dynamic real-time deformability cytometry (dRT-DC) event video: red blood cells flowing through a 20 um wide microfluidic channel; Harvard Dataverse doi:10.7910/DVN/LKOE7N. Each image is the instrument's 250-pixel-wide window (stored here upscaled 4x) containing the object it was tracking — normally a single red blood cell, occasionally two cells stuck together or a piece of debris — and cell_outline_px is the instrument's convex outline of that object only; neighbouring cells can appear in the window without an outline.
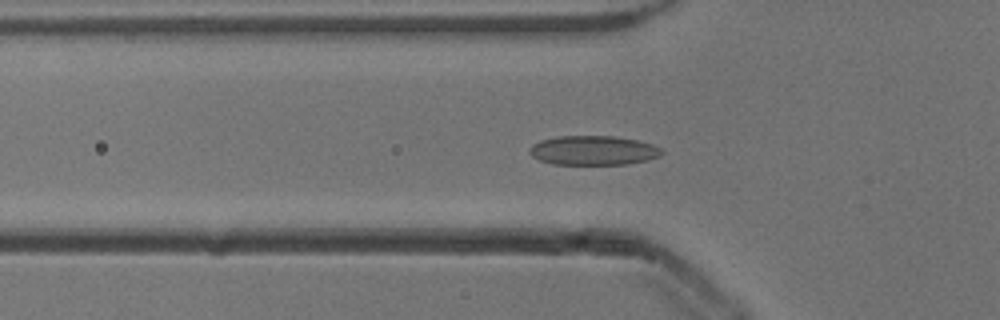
{"species": "common noctule bat (a hibernating species)", "species_latin": "Nyctalus noctula", "temperature_condition": "cold", "stored_images_in_passage": 39, "camera_frame_rate_fps": 3000, "um_per_image_px": 0.085, "animal": {"sex": "male", "body_mass_g": 13.3}, "frame": {"image": 1, "passage_image": 3, "time_ms": 0.667, "image_size_px": [1000, 320], "cell_outline_px": [[664, 152], [660, 156], [648, 160], [628, 164], [552, 164], [540, 160], [532, 156], [528, 152], [528, 148], [532, 144], [540, 140], [556, 136], [612, 136], [636, 140], [652, 144], [660, 148]], "centroid_in_image_um": [50.4, 12.78], "position_along_channel_um": 75.4, "area_um2": 22.72}}
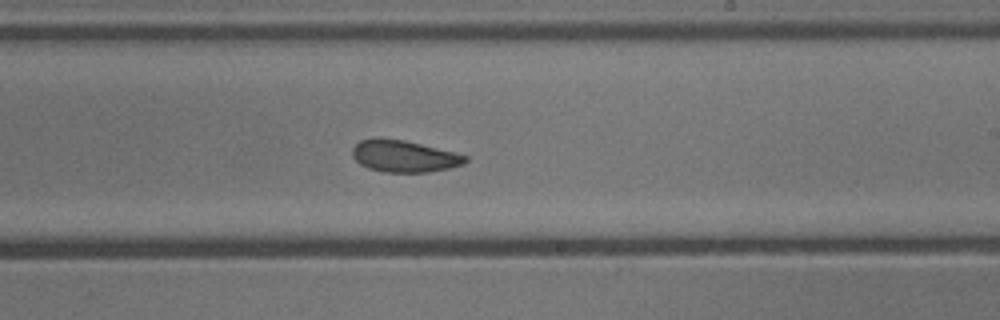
{"frame": {"image": 2, "passage_image": 17, "time_ms": 5.333, "image_size_px": [1000, 320], "cell_outline_px": [[468, 160], [464, 164], [448, 168], [428, 172], [384, 172], [368, 168], [360, 164], [352, 156], [352, 148], [360, 140], [404, 140], [468, 156]], "centroid_in_image_um": [34.36, 13.31], "position_along_channel_um": 254.6, "area_um2": 20.35}}
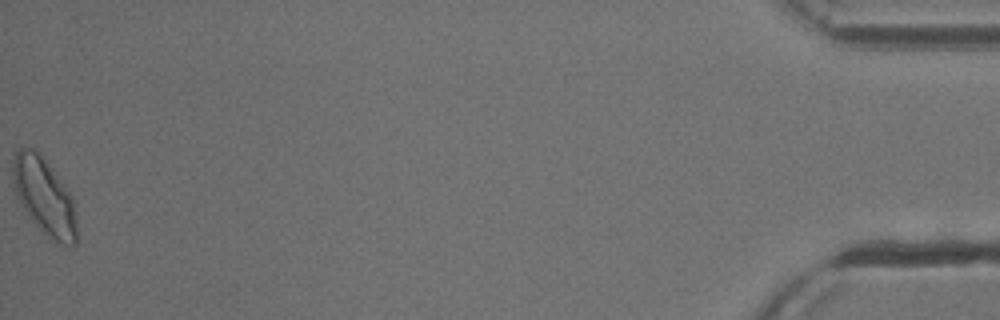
{"frame": {"image": 3, "passage_image": 39, "time_ms": 12.667, "image_size_px": [1000, 320], "cell_outline_px": [[76, 248], [60, 244], [48, 236], [32, 220], [16, 196], [12, 176], [12, 168], [16, 148], [32, 148], [52, 168], [64, 184], [72, 196], [76, 212]], "centroid_in_image_um": [3.78, 16.72], "position_along_channel_um": 431.4, "area_um2": 28.38}, "authors_computed_cell_mechanics": {"area_um2": 21.8484, "velocity_mm_per_s": 3.8288, "shape_relaxation_time_tau1_ms": 3.6461, "shape_relaxation_time_tau2_ms": 1.9203, "deformation_change_tau1": 0.0926, "deformation_change_tau2": 0.0665}}